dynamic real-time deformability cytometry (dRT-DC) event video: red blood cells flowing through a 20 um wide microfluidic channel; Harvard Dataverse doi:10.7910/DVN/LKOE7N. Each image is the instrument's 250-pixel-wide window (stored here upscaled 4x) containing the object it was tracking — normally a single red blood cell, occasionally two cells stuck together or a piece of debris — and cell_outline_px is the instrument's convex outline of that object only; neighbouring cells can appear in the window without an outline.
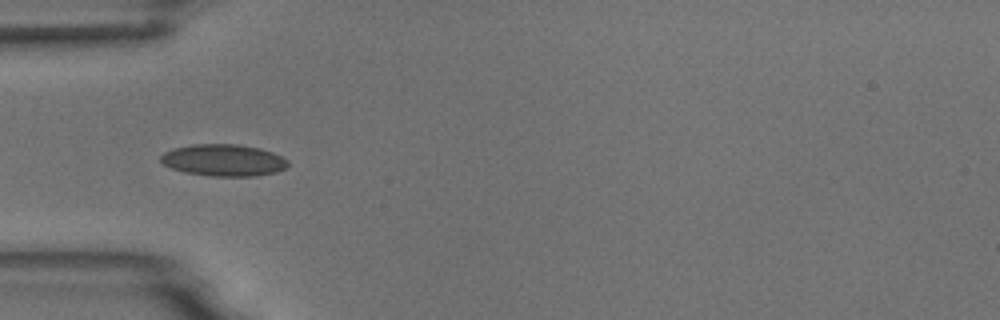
{"species": "common noctule bat (a hibernating species)", "species_latin": "Nyctalus noctula", "temperature_condition": "room temperature", "stored_images_in_passage": 14, "camera_frame_rate_fps": 3000, "um_per_image_px": 0.085, "animal": {"sex": "male", "body_mass_g": 18.8}, "frame": {"image": 1, "passage_image": 5, "time_ms": 1.333, "image_size_px": [1000, 320], "cell_outline_px": [[288, 164], [284, 168], [276, 172], [256, 176], [212, 176], [184, 172], [172, 168], [164, 164], [160, 160], [160, 156], [164, 152], [176, 148], [192, 144], [236, 144], [260, 148], [272, 152], [288, 160]], "centroid_in_image_um": [19.0, 13.62], "position_along_channel_um": 66.0, "area_um2": 23.47}}